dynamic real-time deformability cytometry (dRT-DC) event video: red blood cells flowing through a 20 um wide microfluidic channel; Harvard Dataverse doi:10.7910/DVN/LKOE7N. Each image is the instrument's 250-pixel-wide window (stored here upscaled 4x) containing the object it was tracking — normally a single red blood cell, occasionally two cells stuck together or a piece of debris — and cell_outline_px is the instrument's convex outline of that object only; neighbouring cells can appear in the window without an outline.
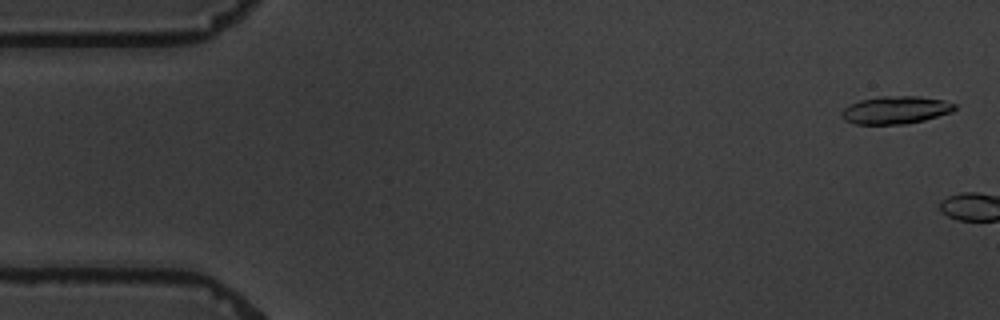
{"species": "common noctule bat (a hibernating species)", "species_latin": "Nyctalus noctula", "temperature_condition": "warm", "stored_images_in_passage": 2, "camera_frame_rate_fps": 3000, "um_per_image_px": 0.085, "animal": {"sex": "male", "body_mass_g": 19.5, "forearm_length_mm": 54.6}, "frame": {"image": 1, "passage_image": 1, "time_ms": 0.0, "image_size_px": [1000, 320], "cell_outline_px": [[956, 108], [952, 112], [924, 120], [904, 124], [856, 124], [844, 120], [840, 116], [840, 112], [848, 104], [860, 100], [880, 96], [916, 96], [944, 100], [956, 104]], "centroid_in_image_um": [76.1, 9.35], "position_along_channel_um": 8.9, "area_um2": 18.38}}